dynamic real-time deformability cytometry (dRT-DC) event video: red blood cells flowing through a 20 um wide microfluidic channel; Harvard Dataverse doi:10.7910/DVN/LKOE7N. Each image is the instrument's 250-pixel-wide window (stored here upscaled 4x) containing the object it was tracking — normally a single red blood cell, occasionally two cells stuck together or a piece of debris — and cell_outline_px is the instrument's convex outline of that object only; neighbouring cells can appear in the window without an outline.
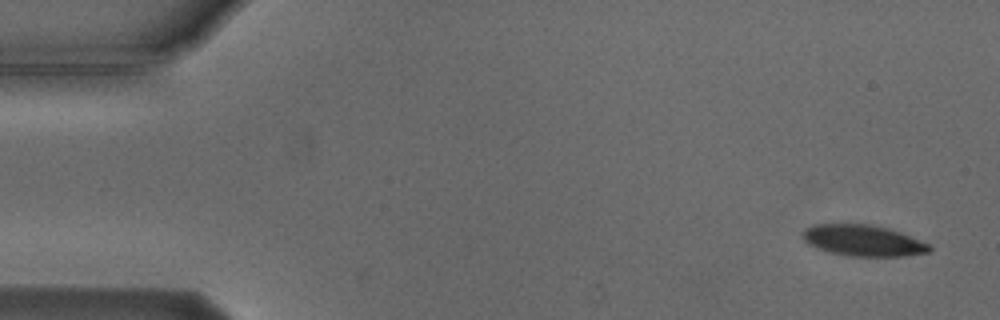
{"species": "Egyptian fruit bat (a non-hibernating species)", "species_latin": "Rousettus aegyptiacus", "temperature_condition": "cold", "stored_images_in_passage": 7, "camera_frame_rate_fps": 3000, "um_per_image_px": 0.085, "animal": {"sex": "male"}, "frame": {"image": 1, "passage_image": 1, "time_ms": 0.0, "image_size_px": [1000, 320], "cell_outline_px": [[932, 248], [928, 252], [904, 256], [848, 256], [828, 252], [816, 248], [808, 244], [804, 240], [800, 232], [812, 224], [868, 224], [888, 228], [900, 232], [928, 244]], "centroid_in_image_um": [73.3, 20.44], "position_along_channel_um": 11.7, "area_um2": 23.0}}
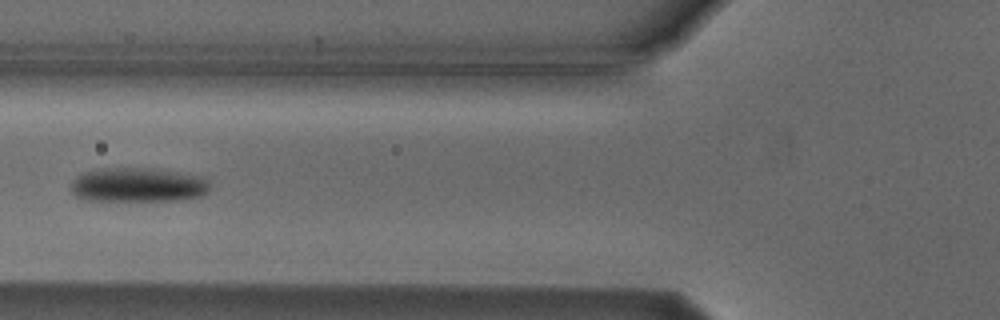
{"frame": {"image": 2, "passage_image": 6, "time_ms": 6.0, "image_size_px": [1000, 320], "cell_outline_px": [[208, 192], [200, 196], [180, 200], [88, 200], [76, 196], [72, 192], [72, 180], [80, 172], [96, 168], [152, 168], [204, 176], [208, 180]], "centroid_in_image_um": [11.71, 15.7], "position_along_channel_um": 114.1, "area_um2": 27.98}}
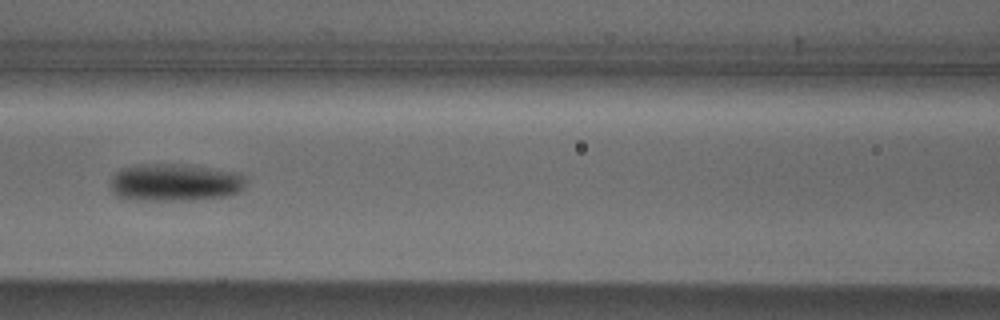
{"frame": {"image": 3, "passage_image": 7, "time_ms": 7.0, "image_size_px": [1000, 320], "cell_outline_px": [[244, 188], [228, 196], [192, 200], [132, 200], [116, 196], [112, 192], [112, 176], [116, 172], [124, 168], [156, 164], [172, 164], [208, 168], [240, 172], [244, 176]], "centroid_in_image_um": [14.88, 15.53], "position_along_channel_um": 151.7, "area_um2": 29.19}}